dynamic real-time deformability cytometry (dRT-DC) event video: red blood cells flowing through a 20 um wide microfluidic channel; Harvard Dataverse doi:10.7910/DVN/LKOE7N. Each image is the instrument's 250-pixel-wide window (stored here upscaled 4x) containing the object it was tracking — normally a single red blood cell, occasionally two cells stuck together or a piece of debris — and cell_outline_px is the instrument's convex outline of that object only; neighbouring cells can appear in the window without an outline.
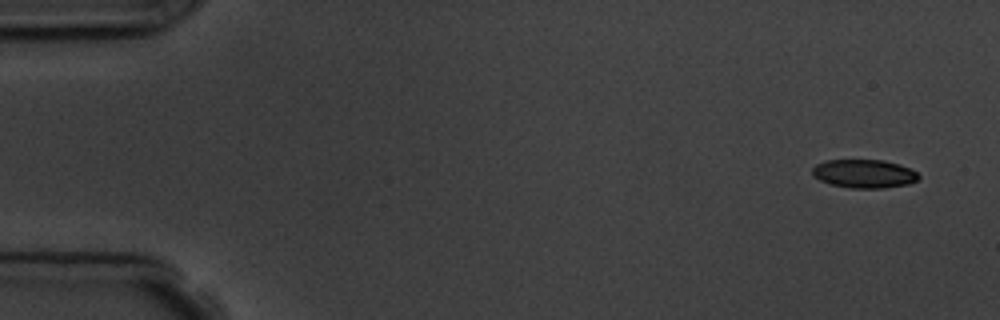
{"species": "common noctule bat (a hibernating species)", "species_latin": "Nyctalus noctula", "temperature_condition": "room temperature", "stored_images_in_passage": 5, "camera_frame_rate_fps": 3000, "um_per_image_px": 0.085, "animal": {"sex": "male", "body_mass_g": 19.5, "forearm_length_mm": 54.6}, "frame": {"image": 1, "passage_image": 1, "time_ms": 0.0, "image_size_px": [1000, 320], "cell_outline_px": [[920, 176], [916, 180], [908, 184], [884, 188], [848, 188], [832, 184], [820, 180], [812, 176], [812, 168], [816, 164], [824, 160], [884, 160], [900, 164], [916, 172]], "centroid_in_image_um": [73.42, 14.76], "position_along_channel_um": 11.6, "area_um2": 17.69}}
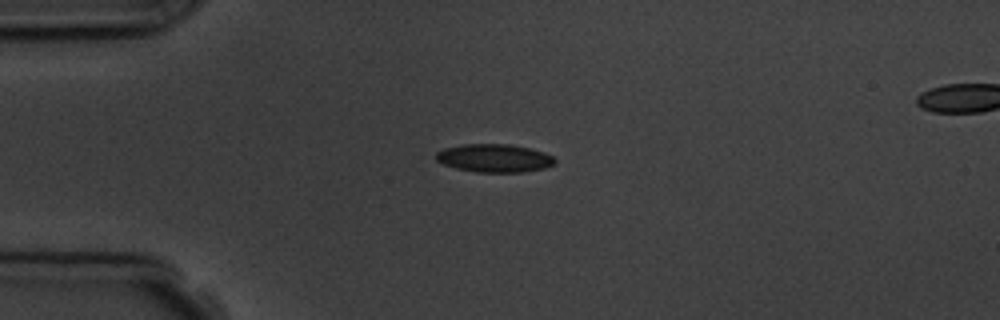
{"frame": {"image": 2, "passage_image": 4, "time_ms": 3.667, "image_size_px": [1000, 320], "cell_outline_px": [[556, 164], [544, 168], [524, 172], [476, 172], [456, 168], [444, 164], [436, 160], [436, 152], [444, 148], [464, 144], [508, 144], [528, 148], [544, 152], [552, 156], [556, 160]], "centroid_in_image_um": [42.03, 13.44], "position_along_channel_um": 43.0, "area_um2": 19.48}}